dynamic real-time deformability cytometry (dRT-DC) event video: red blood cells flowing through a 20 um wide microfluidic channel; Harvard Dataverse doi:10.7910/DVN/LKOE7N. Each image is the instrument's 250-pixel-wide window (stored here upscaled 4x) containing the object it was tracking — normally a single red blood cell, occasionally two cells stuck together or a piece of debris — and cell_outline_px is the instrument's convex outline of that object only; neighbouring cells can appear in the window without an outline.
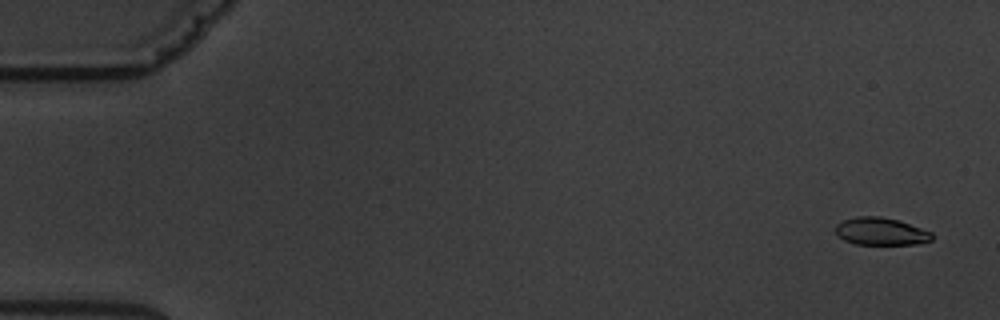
{"species": "common noctule bat (a hibernating species)", "species_latin": "Nyctalus noctula", "temperature_condition": "warm", "stored_images_in_passage": 7, "camera_frame_rate_fps": 3000, "um_per_image_px": 0.085, "animal": {"sex": "male", "body_mass_g": 19.5, "forearm_length_mm": 54.6}, "frame": {"image": 1, "passage_image": 1, "time_ms": 0.0, "image_size_px": [1000, 320], "cell_outline_px": [[932, 240], [916, 244], [856, 244], [844, 240], [836, 232], [836, 224], [844, 220], [856, 216], [880, 216], [896, 220], [932, 232]], "centroid_in_image_um": [74.86, 19.67], "position_along_channel_um": 10.1, "area_um2": 15.2}}
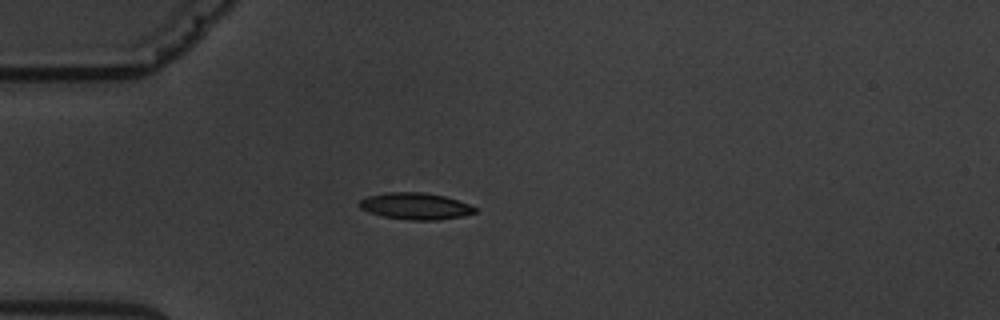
{"frame": {"image": 2, "passage_image": 5, "time_ms": 4.667, "image_size_px": [1000, 320], "cell_outline_px": [[476, 212], [464, 216], [436, 220], [408, 220], [384, 216], [368, 212], [360, 208], [360, 200], [368, 196], [388, 192], [424, 192], [444, 196], [468, 204], [476, 208]], "centroid_in_image_um": [35.31, 17.52], "position_along_channel_um": 49.7, "area_um2": 17.8}}